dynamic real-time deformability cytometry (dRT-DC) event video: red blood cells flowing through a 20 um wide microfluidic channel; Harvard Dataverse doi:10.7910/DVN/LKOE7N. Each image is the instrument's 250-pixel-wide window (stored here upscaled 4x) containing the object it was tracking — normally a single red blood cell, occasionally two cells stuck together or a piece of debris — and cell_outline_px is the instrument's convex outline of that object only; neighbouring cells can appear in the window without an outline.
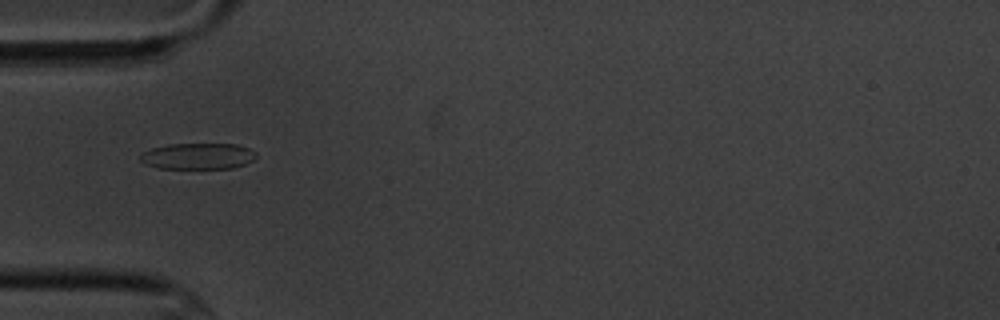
{"species": "common noctule bat (a hibernating species)", "species_latin": "Nyctalus noctula", "temperature_condition": "cold", "stored_images_in_passage": 4, "camera_frame_rate_fps": 3000, "um_per_image_px": 0.085, "animal": {"sex": "male", "body_mass_g": 20.1, "forearm_length_mm": 53.5}, "frame": {"image": 1, "passage_image": 1, "time_ms": 0.0, "image_size_px": [1000, 320], "cell_outline_px": [[256, 156], [252, 160], [244, 164], [232, 168], [156, 168], [144, 164], [140, 160], [140, 156], [144, 152], [152, 148], [168, 144], [236, 144], [248, 148], [256, 152]], "centroid_in_image_um": [16.8, 13.27], "position_along_channel_um": 68.2, "area_um2": 17.57}}
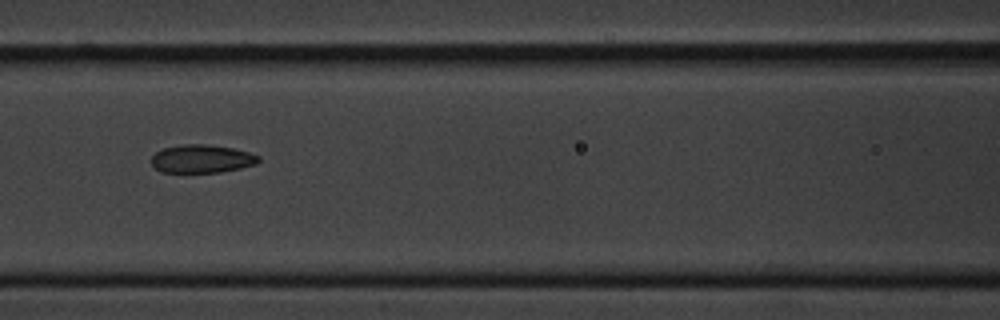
{"frame": {"image": 2, "passage_image": 3, "time_ms": 2.333, "image_size_px": [1000, 320], "cell_outline_px": [[260, 160], [256, 164], [240, 168], [220, 172], [160, 172], [152, 164], [152, 156], [156, 152], [164, 148], [184, 144], [208, 144], [232, 148], [248, 152], [260, 156]], "centroid_in_image_um": [17.16, 13.49], "position_along_channel_um": 149.4, "area_um2": 17.51}}
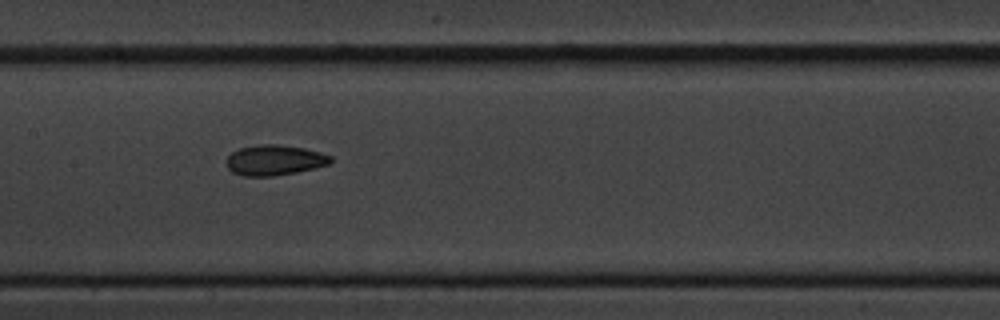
{"frame": {"image": 3, "passage_image": 4, "time_ms": 3.333, "image_size_px": [1000, 320], "cell_outline_px": [[332, 160], [328, 164], [296, 172], [272, 176], [244, 176], [232, 172], [228, 168], [228, 156], [232, 152], [240, 148], [256, 144], [276, 144], [304, 148], [320, 152], [332, 156]], "centroid_in_image_um": [23.33, 13.6], "position_along_channel_um": 184.1, "area_um2": 18.26}}